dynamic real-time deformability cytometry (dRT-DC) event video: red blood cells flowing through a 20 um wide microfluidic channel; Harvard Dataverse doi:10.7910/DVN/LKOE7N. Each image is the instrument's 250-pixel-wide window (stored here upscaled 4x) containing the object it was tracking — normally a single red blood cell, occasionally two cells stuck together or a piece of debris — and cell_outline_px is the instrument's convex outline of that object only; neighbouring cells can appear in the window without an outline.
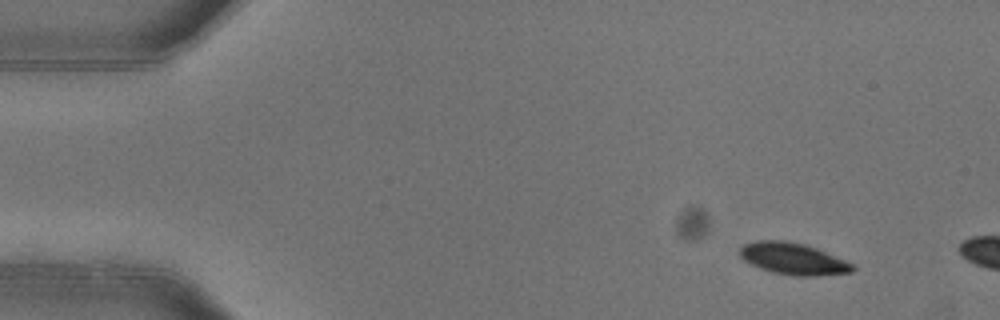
{"species": "common noctule bat (a hibernating species)", "species_latin": "Nyctalus noctula", "temperature_condition": "warm", "stored_images_in_passage": 3, "camera_frame_rate_fps": 3000, "um_per_image_px": 0.085, "animal": {"sex": "female"}, "frame": {"image": 1, "passage_image": 1, "time_ms": 0.0, "image_size_px": [1000, 320], "cell_outline_px": [[856, 268], [852, 272], [816, 276], [796, 276], [772, 272], [760, 268], [744, 260], [740, 256], [740, 248], [744, 244], [760, 240], [784, 240], [804, 244], [816, 248], [844, 260], [852, 264]], "centroid_in_image_um": [67.41, 21.99], "position_along_channel_um": 17.6, "area_um2": 20.63}}